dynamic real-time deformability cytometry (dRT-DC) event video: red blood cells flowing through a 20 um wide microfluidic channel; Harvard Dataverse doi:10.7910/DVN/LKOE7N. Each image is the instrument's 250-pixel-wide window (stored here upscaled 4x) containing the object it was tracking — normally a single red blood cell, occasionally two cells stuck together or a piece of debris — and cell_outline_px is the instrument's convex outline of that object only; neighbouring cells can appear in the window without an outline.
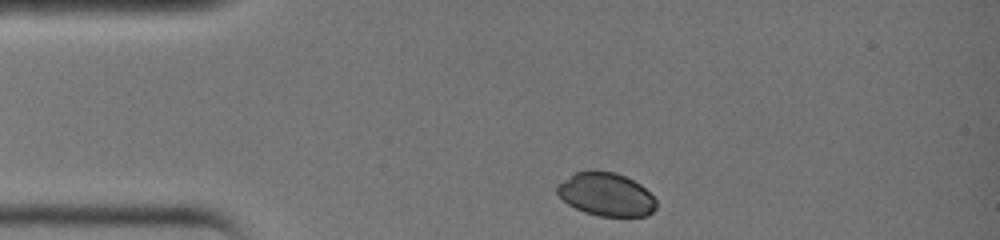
{"species": "common noctule bat (a hibernating species)", "species_latin": "Nyctalus noctula", "temperature_condition": "warm", "stored_images_in_passage": 27, "camera_frame_rate_fps": 3000, "um_per_image_px": 0.085, "animal": {"sex": "female", "body_mass_g": 19.0, "forearm_length_mm": 51.5}, "frame": {"image": 1, "passage_image": 1, "time_ms": 0.0, "image_size_px": [1000, 240], "cell_outline_px": [[656, 208], [648, 216], [600, 216], [584, 212], [568, 204], [556, 192], [556, 184], [572, 172], [588, 168], [596, 168], [616, 172], [640, 184], [656, 200]], "centroid_in_image_um": [51.46, 16.47], "position_along_channel_um": 33.5, "area_um2": 25.55}}
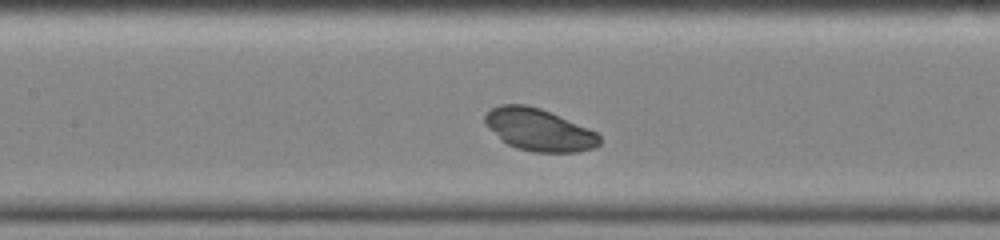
{"frame": {"image": 2, "passage_image": 11, "time_ms": 3.333, "image_size_px": [1000, 240], "cell_outline_px": [[600, 144], [596, 148], [576, 152], [532, 152], [516, 148], [500, 140], [484, 124], [484, 116], [492, 108], [500, 104], [528, 104], [540, 108], [588, 128], [596, 132], [600, 136]], "centroid_in_image_um": [45.79, 11.04], "position_along_channel_um": 161.6, "area_um2": 28.32}}
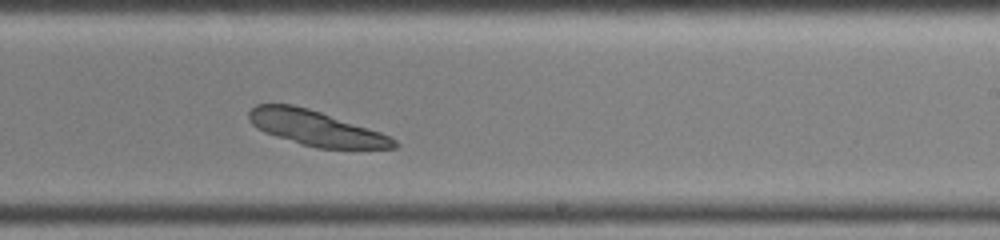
{"frame": {"image": 3, "passage_image": 17, "time_ms": 5.333, "image_size_px": [1000, 240], "cell_outline_px": [[400, 144], [396, 148], [316, 148], [300, 144], [264, 132], [256, 128], [248, 120], [248, 112], [256, 104], [292, 104], [308, 108], [380, 132], [396, 140]], "centroid_in_image_um": [26.81, 10.89], "position_along_channel_um": 262.2, "area_um2": 29.42}}